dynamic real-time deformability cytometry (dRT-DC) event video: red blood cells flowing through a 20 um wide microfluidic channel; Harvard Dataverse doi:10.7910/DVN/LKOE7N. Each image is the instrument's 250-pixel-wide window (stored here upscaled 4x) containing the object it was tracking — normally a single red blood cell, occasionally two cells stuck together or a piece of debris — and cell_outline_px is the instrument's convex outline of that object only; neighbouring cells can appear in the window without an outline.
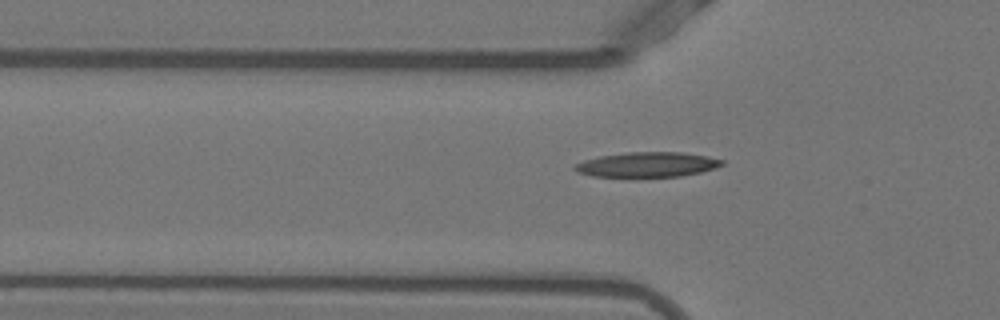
{"species": "Egyptian fruit bat (a non-hibernating species)", "species_latin": "Rousettus aegyptiacus", "temperature_condition": "warm", "stored_images_in_passage": 31, "camera_frame_rate_fps": 3000, "um_per_image_px": 0.085, "animal": {"sex": "female"}, "frame": {"image": 1, "passage_image": 2, "time_ms": 0.333, "image_size_px": [1000, 320], "cell_outline_px": [[724, 164], [716, 168], [700, 172], [680, 176], [636, 180], [592, 176], [576, 172], [572, 168], [572, 164], [584, 160], [600, 156], [628, 152], [684, 152], [724, 160]], "centroid_in_image_um": [54.93, 14.04], "position_along_channel_um": 70.9, "area_um2": 22.54}}
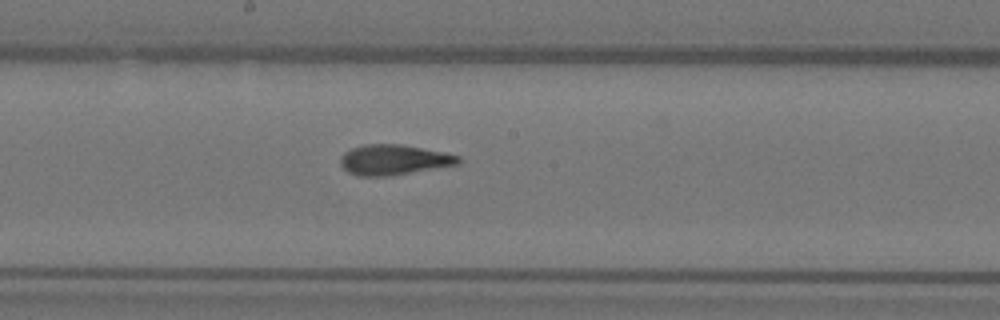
{"frame": {"image": 2, "passage_image": 13, "time_ms": 4.0, "image_size_px": [1000, 320], "cell_outline_px": [[460, 164], [388, 176], [356, 176], [348, 172], [340, 164], [340, 156], [344, 152], [352, 148], [364, 144], [400, 144], [444, 152], [460, 156]], "centroid_in_image_um": [33.44, 13.58], "position_along_channel_um": 214.8, "area_um2": 20.81}}
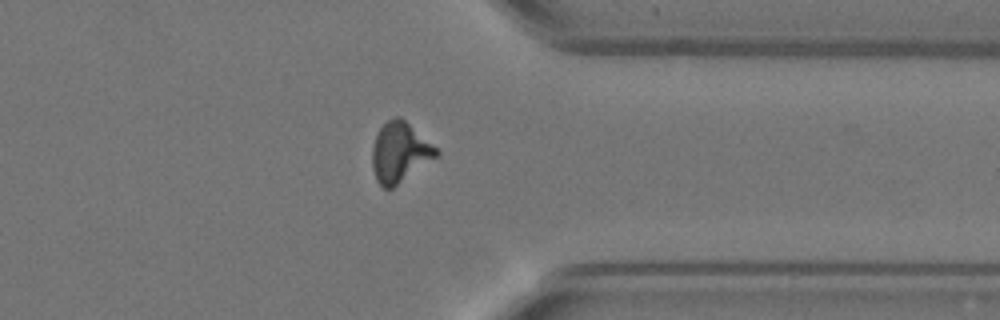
{"frame": {"image": 3, "passage_image": 26, "time_ms": 8.333, "image_size_px": [1000, 320], "cell_outline_px": [[440, 152], [436, 156], [392, 188], [384, 188], [376, 180], [372, 168], [372, 144], [380, 128], [388, 120], [396, 116], [400, 116], [436, 148]], "centroid_in_image_um": [33.93, 12.94], "position_along_channel_um": 377.5, "area_um2": 21.79}}